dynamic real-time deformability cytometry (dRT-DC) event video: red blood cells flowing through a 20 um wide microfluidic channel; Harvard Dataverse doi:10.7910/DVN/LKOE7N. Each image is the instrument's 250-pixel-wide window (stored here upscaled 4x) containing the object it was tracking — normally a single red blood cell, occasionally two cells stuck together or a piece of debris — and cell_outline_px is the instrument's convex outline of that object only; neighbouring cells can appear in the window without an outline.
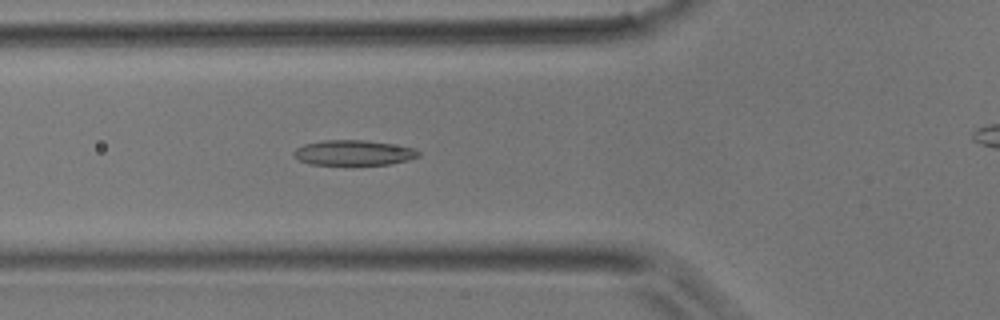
{"species": "common noctule bat (a hibernating species)", "species_latin": "Nyctalus noctula", "temperature_condition": "room temperature", "stored_images_in_passage": 42, "camera_frame_rate_fps": 3000, "um_per_image_px": 0.085, "animal": {"sex": "male", "body_mass_g": 17.9}, "frame": {"image": 1, "passage_image": 17, "time_ms": 5.333, "image_size_px": [1000, 320], "cell_outline_px": [[420, 156], [408, 160], [388, 164], [308, 164], [300, 160], [292, 152], [296, 148], [304, 144], [324, 140], [368, 140], [416, 148], [420, 152]], "centroid_in_image_um": [30.08, 12.97], "position_along_channel_um": 95.7, "area_um2": 18.21}}
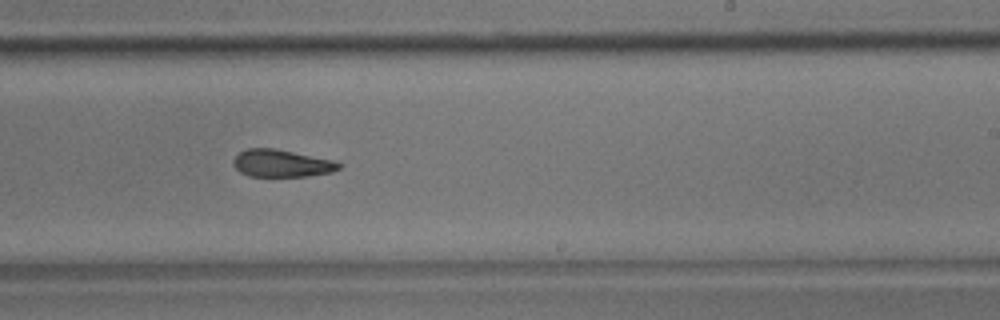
{"frame": {"image": 2, "passage_image": 29, "time_ms": 9.333, "image_size_px": [1000, 320], "cell_outline_px": [[344, 164], [340, 168], [332, 172], [308, 176], [248, 176], [240, 172], [232, 164], [232, 160], [240, 152], [248, 148], [272, 148], [336, 160]], "centroid_in_image_um": [23.97, 13.88], "position_along_channel_um": 265.0, "area_um2": 16.94}}
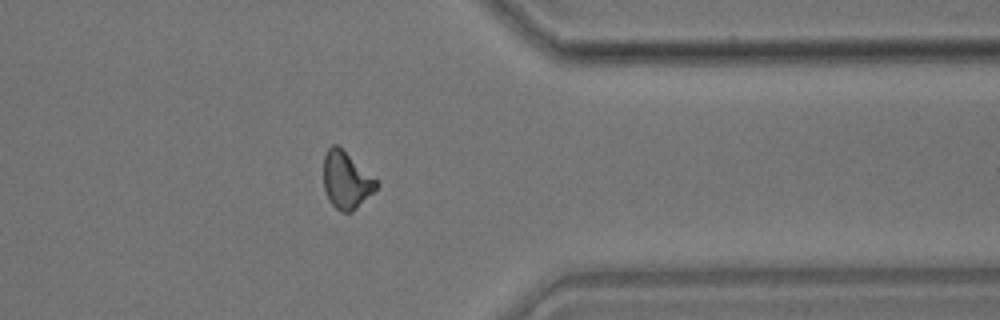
{"frame": {"image": 3, "passage_image": 38, "time_ms": 12.333, "image_size_px": [1000, 320], "cell_outline_px": [[380, 184], [352, 212], [340, 212], [328, 200], [324, 188], [324, 156], [328, 148], [332, 144], [336, 144], [380, 180]], "centroid_in_image_um": [29.45, 15.31], "position_along_channel_um": 382.0, "area_um2": 17.63}}